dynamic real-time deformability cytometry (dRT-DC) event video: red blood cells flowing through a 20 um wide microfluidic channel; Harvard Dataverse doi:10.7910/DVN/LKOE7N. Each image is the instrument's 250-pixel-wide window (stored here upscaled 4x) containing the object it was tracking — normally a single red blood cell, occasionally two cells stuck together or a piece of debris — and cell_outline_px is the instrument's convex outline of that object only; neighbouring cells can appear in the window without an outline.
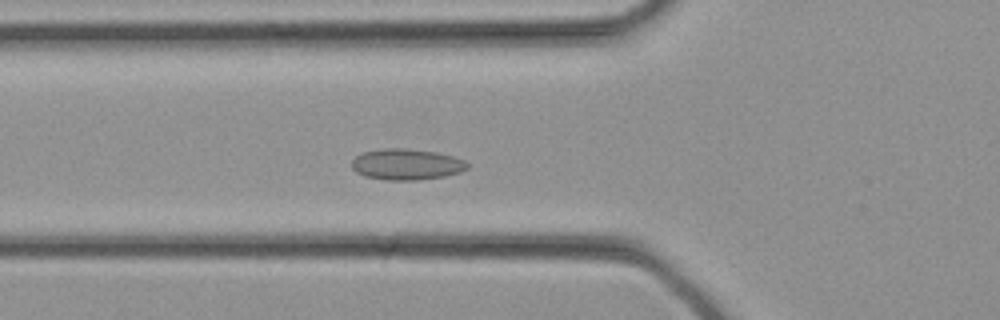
{"species": "common noctule bat (a hibernating species)", "species_latin": "Nyctalus noctula", "temperature_condition": "cold", "stored_images_in_passage": 32, "camera_frame_rate_fps": 3000, "um_per_image_px": 0.085, "animal": {"sex": "female", "body_mass_g": 21.9}, "frame": {"image": 1, "passage_image": 10, "time_ms": 3.0, "image_size_px": [1000, 320], "cell_outline_px": [[468, 168], [460, 172], [444, 176], [416, 180], [388, 180], [364, 176], [356, 172], [352, 168], [352, 160], [356, 156], [364, 152], [384, 148], [404, 148], [436, 152], [452, 156], [464, 160], [468, 164]], "centroid_in_image_um": [34.54, 13.97], "position_along_channel_um": 91.3, "area_um2": 20.81}}
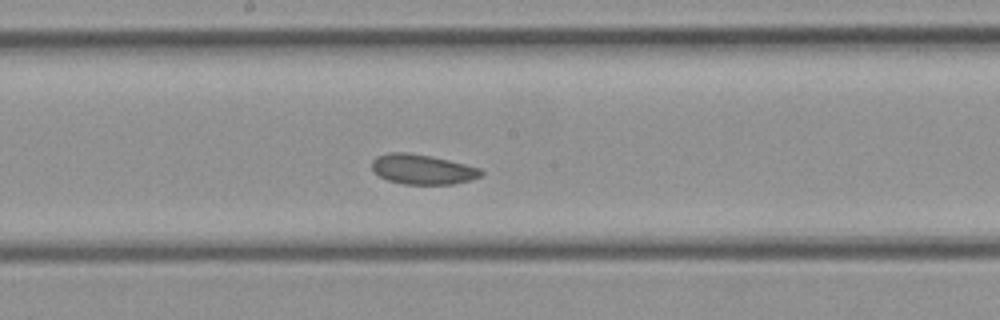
{"frame": {"image": 2, "passage_image": 16, "time_ms": 5.0, "image_size_px": [1000, 320], "cell_outline_px": [[484, 172], [480, 176], [472, 180], [452, 184], [404, 184], [388, 180], [380, 176], [372, 168], [372, 160], [376, 156], [388, 152], [408, 152], [432, 156], [480, 168]], "centroid_in_image_um": [35.91, 14.38], "position_along_channel_um": 212.3, "area_um2": 19.02}}
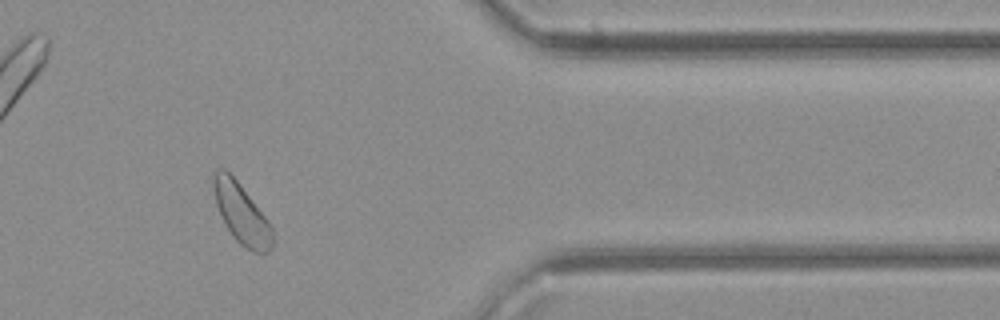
{"frame": {"image": 3, "passage_image": 26, "time_ms": 8.333, "image_size_px": [1000, 320], "cell_outline_px": [[272, 248], [268, 252], [252, 252], [240, 244], [232, 236], [216, 204], [212, 188], [212, 184], [216, 168], [224, 168], [236, 180], [268, 220], [272, 228]], "centroid_in_image_um": [20.51, 18.16], "position_along_channel_um": 390.9, "area_um2": 20.23}}